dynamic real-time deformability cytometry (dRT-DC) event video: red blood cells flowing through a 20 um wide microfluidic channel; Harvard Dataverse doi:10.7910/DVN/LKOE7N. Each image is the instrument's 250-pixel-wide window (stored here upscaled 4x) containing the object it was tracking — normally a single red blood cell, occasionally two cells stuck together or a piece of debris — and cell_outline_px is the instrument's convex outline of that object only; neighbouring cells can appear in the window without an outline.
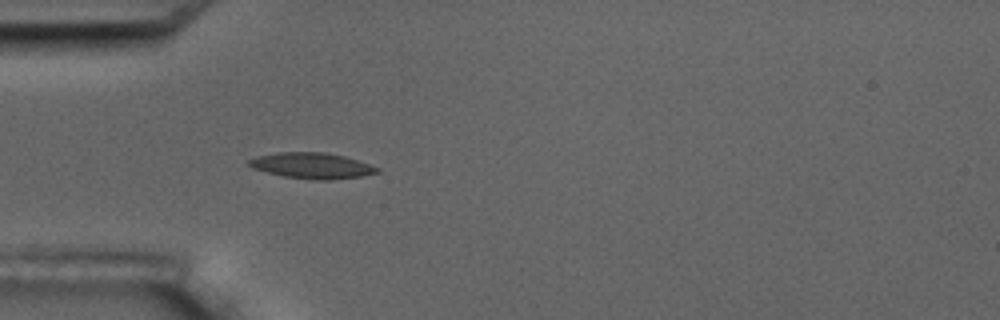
{"species": "common noctule bat (a hibernating species)", "species_latin": "Nyctalus noctula", "temperature_condition": "room temperature", "stored_images_in_passage": 4, "camera_frame_rate_fps": 3000, "um_per_image_px": 0.085, "animal": {"sex": "male", "body_mass_g": 17.5, "forearm_length_mm": 52.3}, "frame": {"image": 1, "passage_image": 4, "time_ms": 4.333, "image_size_px": [1000, 320], "cell_outline_px": [[380, 172], [360, 176], [328, 180], [316, 180], [284, 176], [252, 168], [248, 164], [248, 160], [256, 156], [280, 152], [324, 152], [344, 156], [380, 168]], "centroid_in_image_um": [26.5, 14.07], "position_along_channel_um": 58.5, "area_um2": 19.07}}